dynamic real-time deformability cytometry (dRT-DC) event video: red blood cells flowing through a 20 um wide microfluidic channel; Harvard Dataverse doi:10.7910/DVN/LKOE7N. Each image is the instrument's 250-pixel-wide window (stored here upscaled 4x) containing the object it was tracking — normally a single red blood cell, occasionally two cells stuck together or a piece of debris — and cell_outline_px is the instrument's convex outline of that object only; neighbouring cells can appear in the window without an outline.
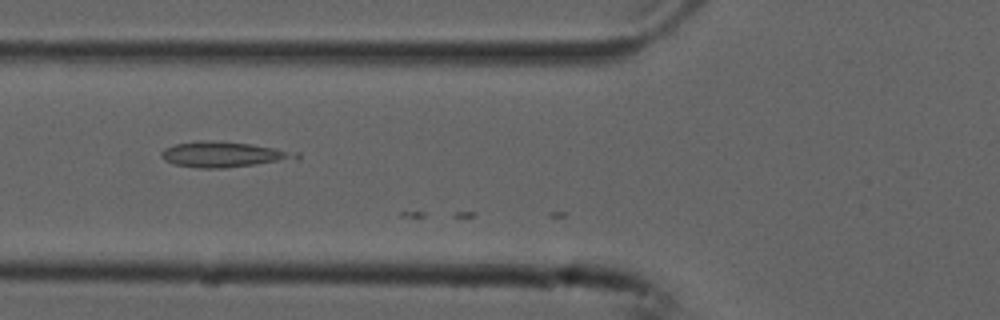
{"species": "common noctule bat (a hibernating species)", "species_latin": "Nyctalus noctula", "temperature_condition": "cold", "stored_images_in_passage": 5, "camera_frame_rate_fps": 3000, "um_per_image_px": 0.085, "animal": {"sex": "male", "forearm_length_mm": 52.5}, "frame": {"image": 1, "passage_image": 4, "time_ms": 1.0, "image_size_px": [1000, 320], "cell_outline_px": [[300, 156], [296, 160], [224, 168], [196, 168], [172, 164], [164, 160], [160, 156], [160, 152], [164, 148], [176, 144], [196, 140], [204, 140], [252, 144], [300, 152]], "centroid_in_image_um": [19.02, 13.13], "position_along_channel_um": 106.8, "area_um2": 20.4}}